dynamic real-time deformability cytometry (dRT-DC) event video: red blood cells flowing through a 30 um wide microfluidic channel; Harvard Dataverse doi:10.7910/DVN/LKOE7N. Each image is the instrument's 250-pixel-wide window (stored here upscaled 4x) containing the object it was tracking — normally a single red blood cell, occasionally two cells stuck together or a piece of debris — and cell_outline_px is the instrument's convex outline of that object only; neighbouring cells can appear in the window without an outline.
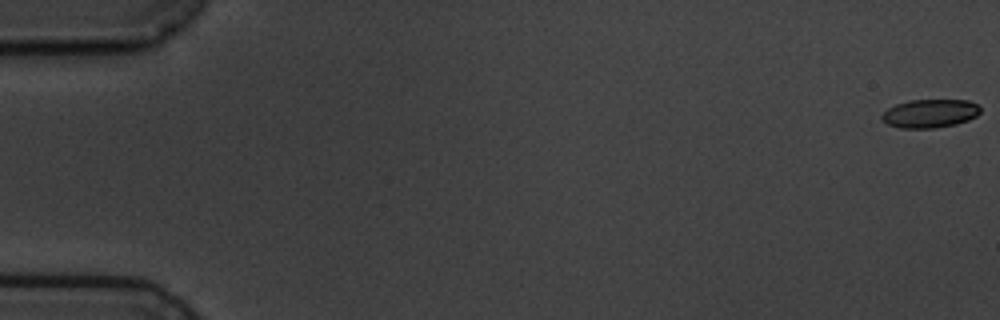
{"species": "common noctule bat (a hibernating species)", "species_latin": "Nyctalus noctula", "temperature_condition": "cold", "stored_images_in_passage": 4, "camera_frame_rate_fps": 3000, "um_per_image_px": 0.085, "animal": {"sex": "male", "body_mass_g": 19.5, "forearm_length_mm": 54.6}, "frame": {"image": 1, "passage_image": 1, "time_ms": 0.0, "image_size_px": [1000, 320], "cell_outline_px": [[980, 112], [976, 116], [968, 120], [956, 124], [936, 128], [900, 128], [888, 124], [880, 120], [880, 116], [888, 108], [896, 104], [908, 100], [968, 100], [976, 104], [980, 108]], "centroid_in_image_um": [79.02, 9.65], "position_along_channel_um": 6.0, "area_um2": 16.42}}